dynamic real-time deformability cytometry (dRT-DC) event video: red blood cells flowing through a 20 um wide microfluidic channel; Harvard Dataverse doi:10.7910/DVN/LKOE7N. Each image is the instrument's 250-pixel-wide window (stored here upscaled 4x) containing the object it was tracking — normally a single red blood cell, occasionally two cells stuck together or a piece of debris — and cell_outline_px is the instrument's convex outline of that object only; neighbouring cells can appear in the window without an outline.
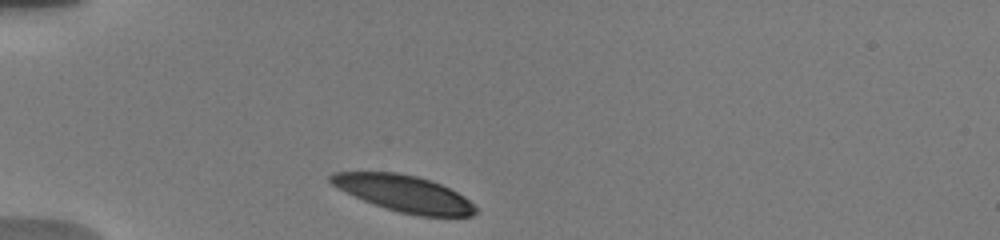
{"species": "human", "species_latin": "Homo sapiens", "temperature_condition": "warm", "stored_images_in_passage": 53, "camera_frame_rate_fps": 3000, "um_per_image_px": 0.085, "donor": {"sex": "male"}, "frame": {"image": 1, "passage_image": 1, "time_ms": 0.0, "image_size_px": [1000, 240], "cell_outline_px": [[476, 212], [472, 216], [420, 216], [400, 212], [364, 200], [332, 184], [328, 180], [328, 176], [332, 172], [400, 172], [432, 180], [464, 196], [476, 208]], "centroid_in_image_um": [34.35, 16.43], "position_along_channel_um": 50.6, "area_um2": 30.29}}
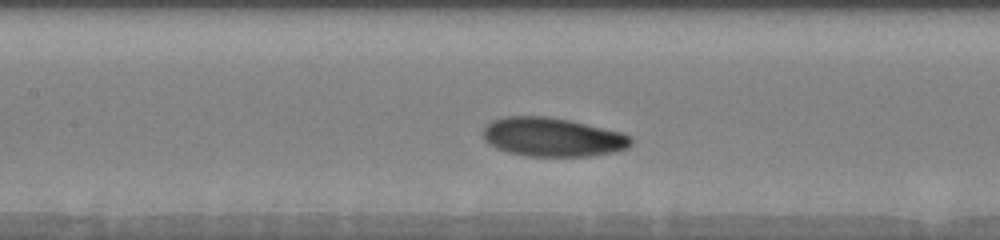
{"frame": {"image": 2, "passage_image": 20, "time_ms": 3.667, "image_size_px": [1000, 240], "cell_outline_px": [[632, 144], [628, 148], [612, 152], [588, 156], [524, 156], [508, 152], [496, 148], [488, 144], [484, 140], [484, 128], [492, 120], [504, 116], [548, 116], [568, 120], [620, 132], [632, 136]], "centroid_in_image_um": [46.94, 11.66], "position_along_channel_um": 160.5, "area_um2": 33.47}}
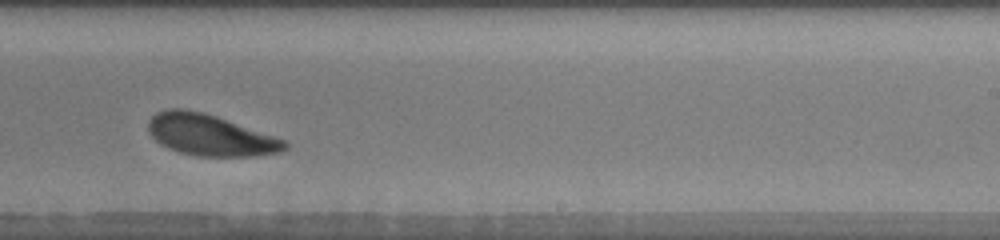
{"frame": {"image": 3, "passage_image": 30, "time_ms": 6.667, "image_size_px": [1000, 240], "cell_outline_px": [[288, 148], [280, 152], [256, 156], [196, 156], [180, 152], [168, 148], [160, 144], [152, 136], [148, 128], [148, 120], [156, 112], [168, 108], [184, 108], [204, 112], [216, 116], [284, 140], [288, 144]], "centroid_in_image_um": [17.82, 11.48], "position_along_channel_um": 271.2, "area_um2": 32.66}, "authors_computed_cell_mechanics": {"area_um2": 32.946, "velocity_mm_per_s": 3.7021, "shape_relaxation_time_tau1_ms": 2.0425, "shape_relaxation_time_tau2_ms": 6.1048, "deformation_change_tau1": 0.1281, "deformation_change_tau2": 0.1484}}